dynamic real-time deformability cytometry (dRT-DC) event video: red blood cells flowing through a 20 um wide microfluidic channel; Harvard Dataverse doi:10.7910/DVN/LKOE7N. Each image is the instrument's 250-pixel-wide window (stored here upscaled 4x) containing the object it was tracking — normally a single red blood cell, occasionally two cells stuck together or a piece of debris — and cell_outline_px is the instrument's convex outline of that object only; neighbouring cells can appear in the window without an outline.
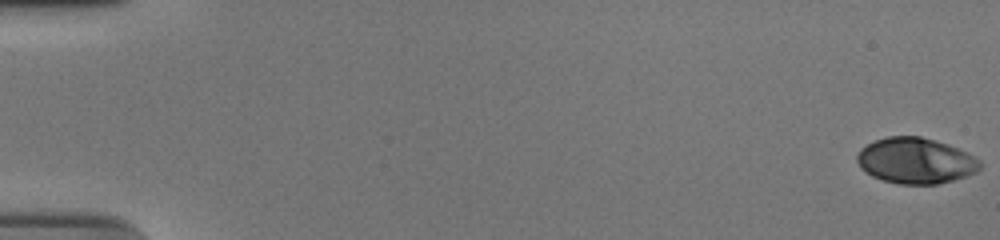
{"species": "human", "species_latin": "Homo sapiens", "temperature_condition": "cold", "stored_images_in_passage": 56, "camera_frame_rate_fps": 3000, "um_per_image_px": 0.085, "donor": {"sex": "male"}, "frame": {"image": 1, "passage_image": 1, "time_ms": 0.0, "image_size_px": [1000, 240], "cell_outline_px": [[980, 168], [976, 172], [952, 180], [936, 184], [900, 184], [884, 180], [872, 176], [860, 168], [856, 160], [856, 156], [860, 148], [876, 140], [888, 136], [920, 136], [948, 144], [968, 152], [976, 156], [980, 160]], "centroid_in_image_um": [77.82, 13.65], "position_along_channel_um": 7.2, "area_um2": 32.83}}
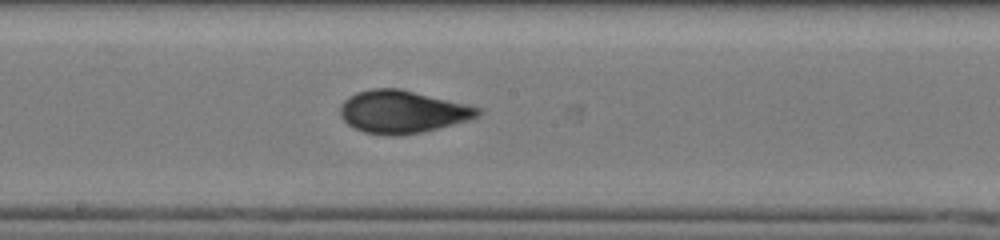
{"frame": {"image": 2, "passage_image": 32, "time_ms": 10.333, "image_size_px": [1000, 240], "cell_outline_px": [[484, 112], [468, 120], [420, 132], [400, 136], [388, 136], [364, 132], [352, 128], [340, 116], [340, 104], [348, 96], [356, 92], [372, 88], [400, 88], [480, 108]], "centroid_in_image_um": [34.13, 9.5], "position_along_channel_um": 214.1, "area_um2": 34.1}}
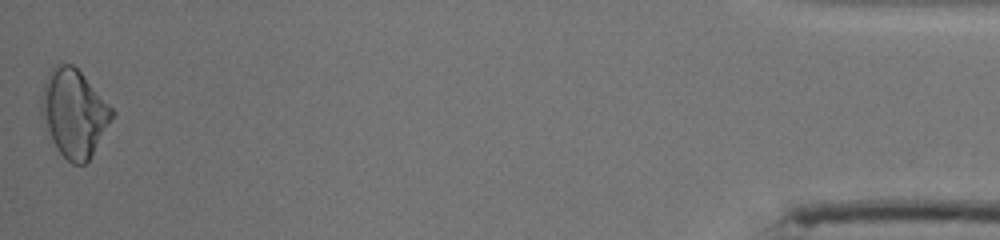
{"frame": {"image": 3, "passage_image": 56, "time_ms": 18.333, "image_size_px": [1000, 240], "cell_outline_px": [[116, 116], [88, 160], [84, 164], [72, 164], [60, 152], [44, 128], [40, 116], [40, 96], [48, 72], [56, 64], [72, 64], [84, 76], [116, 112]], "centroid_in_image_um": [6.28, 9.61], "position_along_channel_um": 428.9, "area_um2": 36.24}, "authors_computed_cell_mechanics": {"area_um2": 33.1772, "velocity_mm_per_s": 3.7506, "shape_relaxation_time_tau1_ms": 5.619, "shape_relaxation_time_tau2_ms": 1.2832, "deformation_change_tau1": 0.1874, "deformation_change_tau2": 0.0517}}